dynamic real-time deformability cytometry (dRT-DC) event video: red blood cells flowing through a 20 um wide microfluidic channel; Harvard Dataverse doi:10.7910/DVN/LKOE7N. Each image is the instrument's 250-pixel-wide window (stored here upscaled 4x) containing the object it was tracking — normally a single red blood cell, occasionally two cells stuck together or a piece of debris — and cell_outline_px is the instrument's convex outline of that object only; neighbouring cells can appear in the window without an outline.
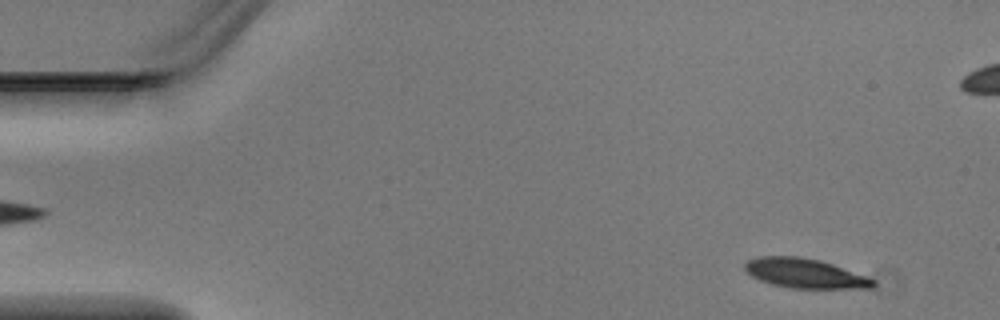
{"species": "Egyptian fruit bat (a non-hibernating species)", "species_latin": "Rousettus aegyptiacus", "temperature_condition": "warm", "stored_images_in_passage": 2, "camera_frame_rate_fps": 3000, "um_per_image_px": 0.085, "animal": {"sex": "male"}, "frame": {"image": 1, "passage_image": 2, "time_ms": 0.333, "image_size_px": [1000, 320], "cell_outline_px": [[876, 284], [872, 288], [788, 288], [772, 284], [760, 280], [752, 276], [744, 268], [744, 264], [748, 260], [760, 256], [800, 256], [820, 260], [868, 276], [876, 280]], "centroid_in_image_um": [68.44, 23.23], "position_along_channel_um": 16.6, "area_um2": 22.14}}